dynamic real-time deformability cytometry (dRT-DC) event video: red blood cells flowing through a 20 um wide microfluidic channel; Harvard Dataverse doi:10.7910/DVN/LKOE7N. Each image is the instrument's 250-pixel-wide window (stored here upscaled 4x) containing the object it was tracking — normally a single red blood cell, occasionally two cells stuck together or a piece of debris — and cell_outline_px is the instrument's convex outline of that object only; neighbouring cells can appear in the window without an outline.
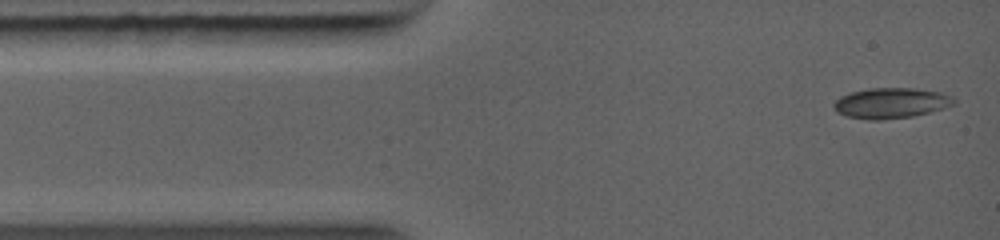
{"species": "common noctule bat (a hibernating species)", "species_latin": "Nyctalus noctula", "temperature_condition": "warm", "stored_images_in_passage": 52, "camera_frame_rate_fps": 5000, "um_per_image_px": 0.085, "animal": {"sex": "female", "body_mass_g": 19.0, "forearm_length_mm": 56.7}, "frame": {"image": 1, "passage_image": 1, "time_ms": 0.0, "image_size_px": [1000, 240], "cell_outline_px": [[956, 104], [928, 112], [912, 116], [880, 120], [868, 120], [848, 116], [836, 112], [832, 104], [840, 96], [852, 92], [868, 88], [912, 88], [940, 92], [952, 96], [956, 100]], "centroid_in_image_um": [75.72, 8.76], "position_along_channel_um": 9.3, "area_um2": 21.27}}
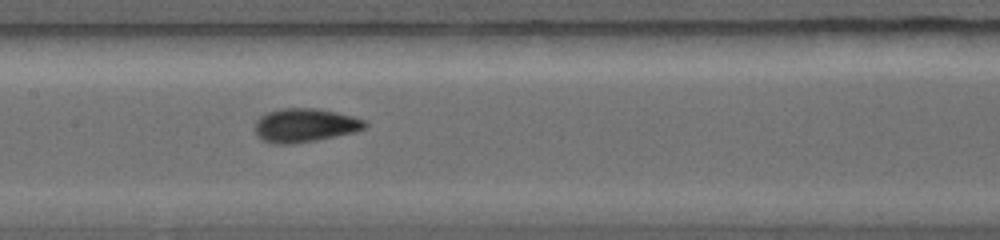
{"frame": {"image": 2, "passage_image": 25, "time_ms": 4.8, "image_size_px": [1000, 240], "cell_outline_px": [[368, 124], [364, 128], [356, 132], [316, 140], [292, 144], [276, 144], [264, 140], [256, 132], [256, 120], [260, 116], [268, 112], [280, 108], [316, 108], [336, 112], [352, 116], [364, 120]], "centroid_in_image_um": [25.94, 10.64], "position_along_channel_um": 181.5, "area_um2": 21.44}}
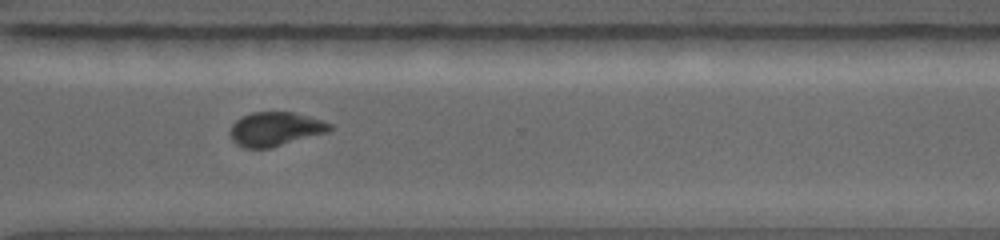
{"frame": {"image": 3, "passage_image": 51, "time_ms": 8.2, "image_size_px": [1000, 240], "cell_outline_px": [[332, 128], [328, 132], [268, 148], [244, 148], [236, 144], [232, 140], [228, 132], [232, 124], [236, 120], [252, 112], [292, 112], [320, 120], [332, 124]], "centroid_in_image_um": [23.35, 10.97], "position_along_channel_um": 347.3, "area_um2": 19.54}}